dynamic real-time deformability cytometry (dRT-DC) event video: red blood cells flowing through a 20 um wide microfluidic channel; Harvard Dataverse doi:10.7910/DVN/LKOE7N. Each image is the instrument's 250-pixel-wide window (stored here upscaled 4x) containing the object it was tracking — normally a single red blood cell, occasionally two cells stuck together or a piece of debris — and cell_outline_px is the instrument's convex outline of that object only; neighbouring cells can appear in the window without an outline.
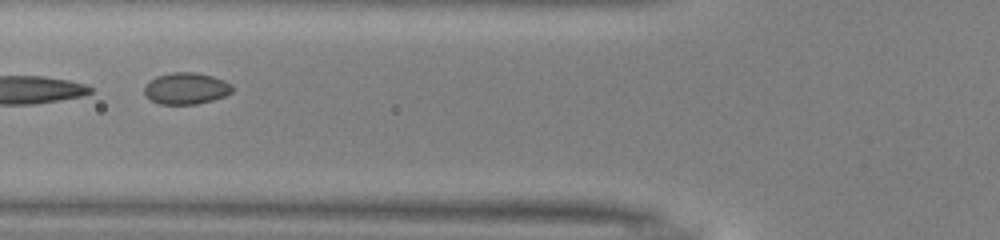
{"species": "common noctule bat (a hibernating species)", "species_latin": "Nyctalus noctula", "temperature_condition": "warm", "stored_images_in_passage": 21, "camera_frame_rate_fps": 3000, "um_per_image_px": 0.085, "animal": {"sex": "male", "body_mass_g": 13.0, "forearm_length_mm": 53.1}, "frame": {"image": 1, "passage_image": 19, "time_ms": 6.0, "image_size_px": [1000, 240], "cell_outline_px": [[232, 92], [224, 96], [212, 100], [196, 104], [160, 104], [152, 100], [144, 92], [144, 88], [156, 76], [172, 72], [192, 72], [212, 76], [224, 80], [232, 84]], "centroid_in_image_um": [15.85, 7.51], "position_along_channel_um": 110.0, "area_um2": 15.95}}